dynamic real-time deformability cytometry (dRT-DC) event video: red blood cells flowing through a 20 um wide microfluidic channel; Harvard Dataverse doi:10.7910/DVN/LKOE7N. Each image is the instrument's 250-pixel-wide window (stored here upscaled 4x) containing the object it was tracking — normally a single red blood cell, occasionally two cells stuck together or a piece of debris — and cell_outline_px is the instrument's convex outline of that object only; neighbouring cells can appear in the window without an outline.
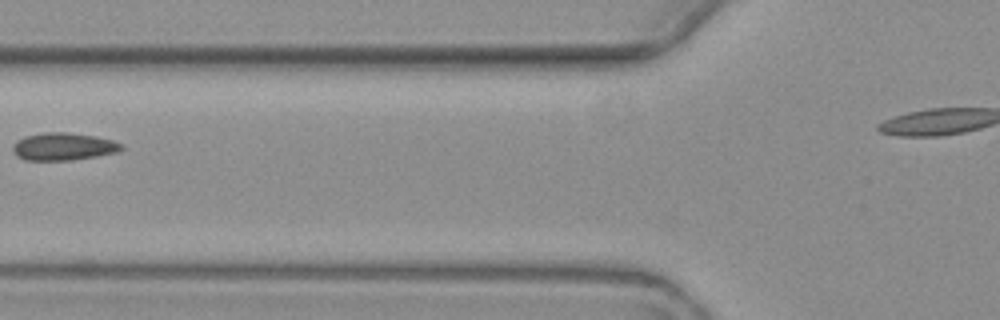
{"species": "common noctule bat (a hibernating species)", "species_latin": "Nyctalus noctula", "temperature_condition": "warm", "stored_images_in_passage": 3, "camera_frame_rate_fps": 3000, "um_per_image_px": 0.085, "animal": {"sex": "female", "body_mass_g": 19.3, "forearm_length_mm": 54.1}, "frame": {"image": 1, "passage_image": 2, "time_ms": 1.333, "image_size_px": [1000, 320], "cell_outline_px": [[124, 148], [120, 152], [72, 160], [24, 160], [16, 156], [12, 152], [12, 144], [16, 140], [24, 136], [44, 132], [68, 132], [96, 136], [112, 140], [124, 144]], "centroid_in_image_um": [5.38, 12.45], "position_along_channel_um": 120.4, "area_um2": 17.8}}